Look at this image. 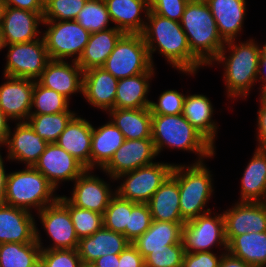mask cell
<instances>
[{"mask_svg":"<svg viewBox=\"0 0 266 267\" xmlns=\"http://www.w3.org/2000/svg\"><path fill=\"white\" fill-rule=\"evenodd\" d=\"M142 36L152 61V53L158 48L172 67L188 74L196 73L204 65L190 50L186 34L180 22L162 17L150 11ZM156 45H155V43ZM155 45V46H154Z\"/></svg>","mask_w":266,"mask_h":267,"instance_id":"6da1fadb","label":"cell"},{"mask_svg":"<svg viewBox=\"0 0 266 267\" xmlns=\"http://www.w3.org/2000/svg\"><path fill=\"white\" fill-rule=\"evenodd\" d=\"M191 52L204 64L212 65L225 46L216 21L204 0H190L180 20Z\"/></svg>","mask_w":266,"mask_h":267,"instance_id":"7a4b0ae2","label":"cell"},{"mask_svg":"<svg viewBox=\"0 0 266 267\" xmlns=\"http://www.w3.org/2000/svg\"><path fill=\"white\" fill-rule=\"evenodd\" d=\"M151 138L157 155L167 146L193 151L200 156L195 163H201L202 158L211 157L215 153V147L182 114L152 115Z\"/></svg>","mask_w":266,"mask_h":267,"instance_id":"3957f363","label":"cell"},{"mask_svg":"<svg viewBox=\"0 0 266 267\" xmlns=\"http://www.w3.org/2000/svg\"><path fill=\"white\" fill-rule=\"evenodd\" d=\"M234 41L225 42L231 50L228 58L224 46L213 61L225 64L224 79L228 97H246L258 78L260 48L253 39L238 45Z\"/></svg>","mask_w":266,"mask_h":267,"instance_id":"277c9868","label":"cell"},{"mask_svg":"<svg viewBox=\"0 0 266 267\" xmlns=\"http://www.w3.org/2000/svg\"><path fill=\"white\" fill-rule=\"evenodd\" d=\"M55 189L41 172L26 166L25 170L8 174L5 204L28 211L35 207L39 212L59 199L53 197Z\"/></svg>","mask_w":266,"mask_h":267,"instance_id":"5b68a950","label":"cell"},{"mask_svg":"<svg viewBox=\"0 0 266 267\" xmlns=\"http://www.w3.org/2000/svg\"><path fill=\"white\" fill-rule=\"evenodd\" d=\"M174 165L171 176L178 182L180 212L186 222L210 211L204 210L213 187L209 169L203 162L192 166Z\"/></svg>","mask_w":266,"mask_h":267,"instance_id":"8992f818","label":"cell"},{"mask_svg":"<svg viewBox=\"0 0 266 267\" xmlns=\"http://www.w3.org/2000/svg\"><path fill=\"white\" fill-rule=\"evenodd\" d=\"M102 67L118 80L148 72L153 64L142 34L124 33Z\"/></svg>","mask_w":266,"mask_h":267,"instance_id":"52a82bcc","label":"cell"},{"mask_svg":"<svg viewBox=\"0 0 266 267\" xmlns=\"http://www.w3.org/2000/svg\"><path fill=\"white\" fill-rule=\"evenodd\" d=\"M174 164L155 162L119 175L115 180L125 177L115 193L134 203H148L154 193L171 175Z\"/></svg>","mask_w":266,"mask_h":267,"instance_id":"ba28073f","label":"cell"},{"mask_svg":"<svg viewBox=\"0 0 266 267\" xmlns=\"http://www.w3.org/2000/svg\"><path fill=\"white\" fill-rule=\"evenodd\" d=\"M42 23L48 25L43 38L50 59L64 60L76 55L73 61L77 62L91 33L75 20L43 21Z\"/></svg>","mask_w":266,"mask_h":267,"instance_id":"9c48e42d","label":"cell"},{"mask_svg":"<svg viewBox=\"0 0 266 267\" xmlns=\"http://www.w3.org/2000/svg\"><path fill=\"white\" fill-rule=\"evenodd\" d=\"M9 46L4 75L37 80L51 60L44 38Z\"/></svg>","mask_w":266,"mask_h":267,"instance_id":"30bf717a","label":"cell"},{"mask_svg":"<svg viewBox=\"0 0 266 267\" xmlns=\"http://www.w3.org/2000/svg\"><path fill=\"white\" fill-rule=\"evenodd\" d=\"M210 214L209 211L184 223L181 242L185 252L210 251L215 243L224 246L227 251L224 216L218 214L212 217Z\"/></svg>","mask_w":266,"mask_h":267,"instance_id":"8fae6325","label":"cell"},{"mask_svg":"<svg viewBox=\"0 0 266 267\" xmlns=\"http://www.w3.org/2000/svg\"><path fill=\"white\" fill-rule=\"evenodd\" d=\"M38 213L44 229L54 241L52 247L44 248L36 227V241L41 250L77 249L79 238L76 235L69 210L59 200Z\"/></svg>","mask_w":266,"mask_h":267,"instance_id":"7c38bea8","label":"cell"},{"mask_svg":"<svg viewBox=\"0 0 266 267\" xmlns=\"http://www.w3.org/2000/svg\"><path fill=\"white\" fill-rule=\"evenodd\" d=\"M155 156L157 153L152 138L125 139L102 170L116 179L123 173L153 164Z\"/></svg>","mask_w":266,"mask_h":267,"instance_id":"4fadbf2b","label":"cell"},{"mask_svg":"<svg viewBox=\"0 0 266 267\" xmlns=\"http://www.w3.org/2000/svg\"><path fill=\"white\" fill-rule=\"evenodd\" d=\"M55 187L61 181H75L86 168L56 143H48L33 166Z\"/></svg>","mask_w":266,"mask_h":267,"instance_id":"5bb4252c","label":"cell"},{"mask_svg":"<svg viewBox=\"0 0 266 267\" xmlns=\"http://www.w3.org/2000/svg\"><path fill=\"white\" fill-rule=\"evenodd\" d=\"M223 216L227 243L235 236L266 231V202L240 201Z\"/></svg>","mask_w":266,"mask_h":267,"instance_id":"9a60e30c","label":"cell"},{"mask_svg":"<svg viewBox=\"0 0 266 267\" xmlns=\"http://www.w3.org/2000/svg\"><path fill=\"white\" fill-rule=\"evenodd\" d=\"M0 86V109L9 119L27 121L32 110V96L35 80L9 77Z\"/></svg>","mask_w":266,"mask_h":267,"instance_id":"2e32d148","label":"cell"},{"mask_svg":"<svg viewBox=\"0 0 266 267\" xmlns=\"http://www.w3.org/2000/svg\"><path fill=\"white\" fill-rule=\"evenodd\" d=\"M86 169L74 182L72 197L66 199L78 208L104 214L110 199L115 195L104 180L93 176Z\"/></svg>","mask_w":266,"mask_h":267,"instance_id":"e0dca14e","label":"cell"},{"mask_svg":"<svg viewBox=\"0 0 266 267\" xmlns=\"http://www.w3.org/2000/svg\"><path fill=\"white\" fill-rule=\"evenodd\" d=\"M44 12H31L5 6L0 26L7 45L27 43L39 39V23L43 22Z\"/></svg>","mask_w":266,"mask_h":267,"instance_id":"ac0fdd59","label":"cell"},{"mask_svg":"<svg viewBox=\"0 0 266 267\" xmlns=\"http://www.w3.org/2000/svg\"><path fill=\"white\" fill-rule=\"evenodd\" d=\"M72 63L70 65L64 60H50L36 81L67 99L72 93H82L84 71L77 62L72 60Z\"/></svg>","mask_w":266,"mask_h":267,"instance_id":"d6986e66","label":"cell"},{"mask_svg":"<svg viewBox=\"0 0 266 267\" xmlns=\"http://www.w3.org/2000/svg\"><path fill=\"white\" fill-rule=\"evenodd\" d=\"M36 239V224L30 211L0 205V244L30 243Z\"/></svg>","mask_w":266,"mask_h":267,"instance_id":"ffe728a7","label":"cell"},{"mask_svg":"<svg viewBox=\"0 0 266 267\" xmlns=\"http://www.w3.org/2000/svg\"><path fill=\"white\" fill-rule=\"evenodd\" d=\"M118 79L103 67L90 68L83 73L82 94L90 104L99 109H114Z\"/></svg>","mask_w":266,"mask_h":267,"instance_id":"44dd1931","label":"cell"},{"mask_svg":"<svg viewBox=\"0 0 266 267\" xmlns=\"http://www.w3.org/2000/svg\"><path fill=\"white\" fill-rule=\"evenodd\" d=\"M5 145L8 146V159L23 161L26 166H34L48 142L36 134L26 121H21L17 123L14 134H11L10 130Z\"/></svg>","mask_w":266,"mask_h":267,"instance_id":"7402d4cb","label":"cell"},{"mask_svg":"<svg viewBox=\"0 0 266 267\" xmlns=\"http://www.w3.org/2000/svg\"><path fill=\"white\" fill-rule=\"evenodd\" d=\"M92 127L86 119L75 115L55 142L89 170H91Z\"/></svg>","mask_w":266,"mask_h":267,"instance_id":"603a6c76","label":"cell"},{"mask_svg":"<svg viewBox=\"0 0 266 267\" xmlns=\"http://www.w3.org/2000/svg\"><path fill=\"white\" fill-rule=\"evenodd\" d=\"M131 242L121 233L102 227L89 237L79 240L77 252L84 265L111 254H120Z\"/></svg>","mask_w":266,"mask_h":267,"instance_id":"cb8c5ba5","label":"cell"},{"mask_svg":"<svg viewBox=\"0 0 266 267\" xmlns=\"http://www.w3.org/2000/svg\"><path fill=\"white\" fill-rule=\"evenodd\" d=\"M112 23L115 27L127 34H142L146 23L141 17L149 12V0H104Z\"/></svg>","mask_w":266,"mask_h":267,"instance_id":"d4e9b609","label":"cell"},{"mask_svg":"<svg viewBox=\"0 0 266 267\" xmlns=\"http://www.w3.org/2000/svg\"><path fill=\"white\" fill-rule=\"evenodd\" d=\"M184 223L153 220L149 229L131 244L145 259L152 250L166 249V246L179 244Z\"/></svg>","mask_w":266,"mask_h":267,"instance_id":"484cf974","label":"cell"},{"mask_svg":"<svg viewBox=\"0 0 266 267\" xmlns=\"http://www.w3.org/2000/svg\"><path fill=\"white\" fill-rule=\"evenodd\" d=\"M216 21L221 38L235 40L242 29L246 11L245 0H204Z\"/></svg>","mask_w":266,"mask_h":267,"instance_id":"4316f807","label":"cell"},{"mask_svg":"<svg viewBox=\"0 0 266 267\" xmlns=\"http://www.w3.org/2000/svg\"><path fill=\"white\" fill-rule=\"evenodd\" d=\"M153 74L154 68L152 67L146 73L119 79L114 109L149 108L151 101L147 99L146 94L149 92V79Z\"/></svg>","mask_w":266,"mask_h":267,"instance_id":"83f0119b","label":"cell"},{"mask_svg":"<svg viewBox=\"0 0 266 267\" xmlns=\"http://www.w3.org/2000/svg\"><path fill=\"white\" fill-rule=\"evenodd\" d=\"M123 34L115 26L91 33L88 43L77 61L81 69L86 71L90 68L102 67Z\"/></svg>","mask_w":266,"mask_h":267,"instance_id":"f1b7e54d","label":"cell"},{"mask_svg":"<svg viewBox=\"0 0 266 267\" xmlns=\"http://www.w3.org/2000/svg\"><path fill=\"white\" fill-rule=\"evenodd\" d=\"M152 220L185 222L180 212L178 182L170 175L148 201Z\"/></svg>","mask_w":266,"mask_h":267,"instance_id":"f546056e","label":"cell"},{"mask_svg":"<svg viewBox=\"0 0 266 267\" xmlns=\"http://www.w3.org/2000/svg\"><path fill=\"white\" fill-rule=\"evenodd\" d=\"M241 183L240 201L266 202V149H256Z\"/></svg>","mask_w":266,"mask_h":267,"instance_id":"4dcf8cb0","label":"cell"},{"mask_svg":"<svg viewBox=\"0 0 266 267\" xmlns=\"http://www.w3.org/2000/svg\"><path fill=\"white\" fill-rule=\"evenodd\" d=\"M213 111L212 104L205 95L194 94L185 97L182 115L214 146L217 126L211 119Z\"/></svg>","mask_w":266,"mask_h":267,"instance_id":"1f68e13d","label":"cell"},{"mask_svg":"<svg viewBox=\"0 0 266 267\" xmlns=\"http://www.w3.org/2000/svg\"><path fill=\"white\" fill-rule=\"evenodd\" d=\"M111 121L123 133L125 139L151 138L152 114L150 108L111 109Z\"/></svg>","mask_w":266,"mask_h":267,"instance_id":"d6a6232c","label":"cell"},{"mask_svg":"<svg viewBox=\"0 0 266 267\" xmlns=\"http://www.w3.org/2000/svg\"><path fill=\"white\" fill-rule=\"evenodd\" d=\"M124 140L123 133L112 121L98 129L92 127L91 170L96 165L102 169L123 144Z\"/></svg>","mask_w":266,"mask_h":267,"instance_id":"836d02e7","label":"cell"},{"mask_svg":"<svg viewBox=\"0 0 266 267\" xmlns=\"http://www.w3.org/2000/svg\"><path fill=\"white\" fill-rule=\"evenodd\" d=\"M227 251L253 267H266V231L235 236Z\"/></svg>","mask_w":266,"mask_h":267,"instance_id":"e575fe53","label":"cell"},{"mask_svg":"<svg viewBox=\"0 0 266 267\" xmlns=\"http://www.w3.org/2000/svg\"><path fill=\"white\" fill-rule=\"evenodd\" d=\"M40 254L36 239L30 243H1L0 267H39Z\"/></svg>","mask_w":266,"mask_h":267,"instance_id":"d590c367","label":"cell"},{"mask_svg":"<svg viewBox=\"0 0 266 267\" xmlns=\"http://www.w3.org/2000/svg\"><path fill=\"white\" fill-rule=\"evenodd\" d=\"M75 115L74 112L30 115L26 122L46 142L55 143Z\"/></svg>","mask_w":266,"mask_h":267,"instance_id":"8d00e7d4","label":"cell"},{"mask_svg":"<svg viewBox=\"0 0 266 267\" xmlns=\"http://www.w3.org/2000/svg\"><path fill=\"white\" fill-rule=\"evenodd\" d=\"M58 200L69 210L79 240L93 235L103 227V214L84 208H78L72 205L66 199V196H59Z\"/></svg>","mask_w":266,"mask_h":267,"instance_id":"74e56055","label":"cell"},{"mask_svg":"<svg viewBox=\"0 0 266 267\" xmlns=\"http://www.w3.org/2000/svg\"><path fill=\"white\" fill-rule=\"evenodd\" d=\"M69 100L58 92L47 89L41 86L35 81L33 96H32V108H36L34 112L31 111L30 115H42V114H56L62 112H71L68 109Z\"/></svg>","mask_w":266,"mask_h":267,"instance_id":"f35d334b","label":"cell"},{"mask_svg":"<svg viewBox=\"0 0 266 267\" xmlns=\"http://www.w3.org/2000/svg\"><path fill=\"white\" fill-rule=\"evenodd\" d=\"M110 16L104 0H87L75 21L85 30L95 33L107 30Z\"/></svg>","mask_w":266,"mask_h":267,"instance_id":"ab89813d","label":"cell"},{"mask_svg":"<svg viewBox=\"0 0 266 267\" xmlns=\"http://www.w3.org/2000/svg\"><path fill=\"white\" fill-rule=\"evenodd\" d=\"M130 213L131 201L125 200L115 193L103 214V227L125 236Z\"/></svg>","mask_w":266,"mask_h":267,"instance_id":"60d3db41","label":"cell"},{"mask_svg":"<svg viewBox=\"0 0 266 267\" xmlns=\"http://www.w3.org/2000/svg\"><path fill=\"white\" fill-rule=\"evenodd\" d=\"M87 0H49L44 5L43 21L75 20Z\"/></svg>","mask_w":266,"mask_h":267,"instance_id":"b9f144b4","label":"cell"},{"mask_svg":"<svg viewBox=\"0 0 266 267\" xmlns=\"http://www.w3.org/2000/svg\"><path fill=\"white\" fill-rule=\"evenodd\" d=\"M152 221L148 204L131 201V213L129 214L128 225L125 228V237L133 242L149 229Z\"/></svg>","mask_w":266,"mask_h":267,"instance_id":"7bdbcfd3","label":"cell"},{"mask_svg":"<svg viewBox=\"0 0 266 267\" xmlns=\"http://www.w3.org/2000/svg\"><path fill=\"white\" fill-rule=\"evenodd\" d=\"M184 254L182 242L166 246V249L152 250L144 259L145 267H181Z\"/></svg>","mask_w":266,"mask_h":267,"instance_id":"ee69618b","label":"cell"},{"mask_svg":"<svg viewBox=\"0 0 266 267\" xmlns=\"http://www.w3.org/2000/svg\"><path fill=\"white\" fill-rule=\"evenodd\" d=\"M39 267H83L77 249L41 250Z\"/></svg>","mask_w":266,"mask_h":267,"instance_id":"f6af8a7d","label":"cell"},{"mask_svg":"<svg viewBox=\"0 0 266 267\" xmlns=\"http://www.w3.org/2000/svg\"><path fill=\"white\" fill-rule=\"evenodd\" d=\"M184 96L177 90H166L158 99V103L150 102V111L152 115H179L183 113Z\"/></svg>","mask_w":266,"mask_h":267,"instance_id":"bcb514c9","label":"cell"},{"mask_svg":"<svg viewBox=\"0 0 266 267\" xmlns=\"http://www.w3.org/2000/svg\"><path fill=\"white\" fill-rule=\"evenodd\" d=\"M190 0H149L150 11L162 17L180 22Z\"/></svg>","mask_w":266,"mask_h":267,"instance_id":"7dc6e473","label":"cell"},{"mask_svg":"<svg viewBox=\"0 0 266 267\" xmlns=\"http://www.w3.org/2000/svg\"><path fill=\"white\" fill-rule=\"evenodd\" d=\"M223 255L217 257L211 251L185 252L181 267H219Z\"/></svg>","mask_w":266,"mask_h":267,"instance_id":"c3c4849f","label":"cell"},{"mask_svg":"<svg viewBox=\"0 0 266 267\" xmlns=\"http://www.w3.org/2000/svg\"><path fill=\"white\" fill-rule=\"evenodd\" d=\"M118 267H145V260L138 250L130 243L119 254Z\"/></svg>","mask_w":266,"mask_h":267,"instance_id":"681fc988","label":"cell"},{"mask_svg":"<svg viewBox=\"0 0 266 267\" xmlns=\"http://www.w3.org/2000/svg\"><path fill=\"white\" fill-rule=\"evenodd\" d=\"M5 6L31 12H44V3L42 0H2Z\"/></svg>","mask_w":266,"mask_h":267,"instance_id":"f907efd6","label":"cell"},{"mask_svg":"<svg viewBox=\"0 0 266 267\" xmlns=\"http://www.w3.org/2000/svg\"><path fill=\"white\" fill-rule=\"evenodd\" d=\"M257 118L258 126V148L266 149V106L260 105Z\"/></svg>","mask_w":266,"mask_h":267,"instance_id":"816d5d0a","label":"cell"},{"mask_svg":"<svg viewBox=\"0 0 266 267\" xmlns=\"http://www.w3.org/2000/svg\"><path fill=\"white\" fill-rule=\"evenodd\" d=\"M219 267H253L240 258H237L230 254L228 251L222 256Z\"/></svg>","mask_w":266,"mask_h":267,"instance_id":"f5cc1de1","label":"cell"},{"mask_svg":"<svg viewBox=\"0 0 266 267\" xmlns=\"http://www.w3.org/2000/svg\"><path fill=\"white\" fill-rule=\"evenodd\" d=\"M94 267H118L119 254L104 255L91 263Z\"/></svg>","mask_w":266,"mask_h":267,"instance_id":"db71d44e","label":"cell"},{"mask_svg":"<svg viewBox=\"0 0 266 267\" xmlns=\"http://www.w3.org/2000/svg\"><path fill=\"white\" fill-rule=\"evenodd\" d=\"M10 120L5 113L0 109V146L5 144L8 134L10 133V127L7 123Z\"/></svg>","mask_w":266,"mask_h":267,"instance_id":"11a10c76","label":"cell"},{"mask_svg":"<svg viewBox=\"0 0 266 267\" xmlns=\"http://www.w3.org/2000/svg\"><path fill=\"white\" fill-rule=\"evenodd\" d=\"M3 158L0 154V205L5 204V190L8 174L5 173Z\"/></svg>","mask_w":266,"mask_h":267,"instance_id":"9f6ffc18","label":"cell"},{"mask_svg":"<svg viewBox=\"0 0 266 267\" xmlns=\"http://www.w3.org/2000/svg\"><path fill=\"white\" fill-rule=\"evenodd\" d=\"M266 61H263L261 58L259 59L258 66V77L260 80L264 81V85H266ZM262 75V76H261Z\"/></svg>","mask_w":266,"mask_h":267,"instance_id":"6f0895ef","label":"cell"},{"mask_svg":"<svg viewBox=\"0 0 266 267\" xmlns=\"http://www.w3.org/2000/svg\"><path fill=\"white\" fill-rule=\"evenodd\" d=\"M260 93V103L266 106V85H263Z\"/></svg>","mask_w":266,"mask_h":267,"instance_id":"680465c9","label":"cell"},{"mask_svg":"<svg viewBox=\"0 0 266 267\" xmlns=\"http://www.w3.org/2000/svg\"><path fill=\"white\" fill-rule=\"evenodd\" d=\"M6 42H5V38H4V34H3V30L0 26V50L4 47H6Z\"/></svg>","mask_w":266,"mask_h":267,"instance_id":"91938a15","label":"cell"},{"mask_svg":"<svg viewBox=\"0 0 266 267\" xmlns=\"http://www.w3.org/2000/svg\"><path fill=\"white\" fill-rule=\"evenodd\" d=\"M260 48V58L263 61H266V44L263 47H259Z\"/></svg>","mask_w":266,"mask_h":267,"instance_id":"94428289","label":"cell"},{"mask_svg":"<svg viewBox=\"0 0 266 267\" xmlns=\"http://www.w3.org/2000/svg\"><path fill=\"white\" fill-rule=\"evenodd\" d=\"M4 3L2 0H0V23H1V18H2V15H3V10H4Z\"/></svg>","mask_w":266,"mask_h":267,"instance_id":"6125c7cd","label":"cell"},{"mask_svg":"<svg viewBox=\"0 0 266 267\" xmlns=\"http://www.w3.org/2000/svg\"><path fill=\"white\" fill-rule=\"evenodd\" d=\"M83 267H94L92 264L84 265Z\"/></svg>","mask_w":266,"mask_h":267,"instance_id":"be15d7a7","label":"cell"},{"mask_svg":"<svg viewBox=\"0 0 266 267\" xmlns=\"http://www.w3.org/2000/svg\"><path fill=\"white\" fill-rule=\"evenodd\" d=\"M44 5L49 1V0H42Z\"/></svg>","mask_w":266,"mask_h":267,"instance_id":"e7e4bbea","label":"cell"}]
</instances>
